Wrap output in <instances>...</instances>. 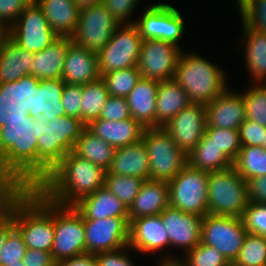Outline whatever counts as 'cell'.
Returning <instances> with one entry per match:
<instances>
[{"instance_id": "f5cc1de1", "label": "cell", "mask_w": 266, "mask_h": 266, "mask_svg": "<svg viewBox=\"0 0 266 266\" xmlns=\"http://www.w3.org/2000/svg\"><path fill=\"white\" fill-rule=\"evenodd\" d=\"M33 0H0V24L9 29Z\"/></svg>"}, {"instance_id": "91938a15", "label": "cell", "mask_w": 266, "mask_h": 266, "mask_svg": "<svg viewBox=\"0 0 266 266\" xmlns=\"http://www.w3.org/2000/svg\"><path fill=\"white\" fill-rule=\"evenodd\" d=\"M76 6L82 10L87 7H92L96 5H100L103 3V0H74Z\"/></svg>"}, {"instance_id": "d6986e66", "label": "cell", "mask_w": 266, "mask_h": 266, "mask_svg": "<svg viewBox=\"0 0 266 266\" xmlns=\"http://www.w3.org/2000/svg\"><path fill=\"white\" fill-rule=\"evenodd\" d=\"M160 216L168 232L170 247L191 251L201 241L203 216L185 213L171 206L165 208Z\"/></svg>"}, {"instance_id": "f907efd6", "label": "cell", "mask_w": 266, "mask_h": 266, "mask_svg": "<svg viewBox=\"0 0 266 266\" xmlns=\"http://www.w3.org/2000/svg\"><path fill=\"white\" fill-rule=\"evenodd\" d=\"M266 134V127L251 119H245L239 127L241 146H261Z\"/></svg>"}, {"instance_id": "11a10c76", "label": "cell", "mask_w": 266, "mask_h": 266, "mask_svg": "<svg viewBox=\"0 0 266 266\" xmlns=\"http://www.w3.org/2000/svg\"><path fill=\"white\" fill-rule=\"evenodd\" d=\"M25 266H57L50 252L39 249H29L22 259Z\"/></svg>"}, {"instance_id": "836d02e7", "label": "cell", "mask_w": 266, "mask_h": 266, "mask_svg": "<svg viewBox=\"0 0 266 266\" xmlns=\"http://www.w3.org/2000/svg\"><path fill=\"white\" fill-rule=\"evenodd\" d=\"M188 165L193 169L215 172L230 168L234 162L220 149L208 142L204 135L195 148L187 155Z\"/></svg>"}, {"instance_id": "5b68a950", "label": "cell", "mask_w": 266, "mask_h": 266, "mask_svg": "<svg viewBox=\"0 0 266 266\" xmlns=\"http://www.w3.org/2000/svg\"><path fill=\"white\" fill-rule=\"evenodd\" d=\"M194 52H181L174 81L187 93L191 103L206 105L228 88L224 71Z\"/></svg>"}, {"instance_id": "6f0895ef", "label": "cell", "mask_w": 266, "mask_h": 266, "mask_svg": "<svg viewBox=\"0 0 266 266\" xmlns=\"http://www.w3.org/2000/svg\"><path fill=\"white\" fill-rule=\"evenodd\" d=\"M57 266H97L95 254L84 253L57 263Z\"/></svg>"}, {"instance_id": "d590c367", "label": "cell", "mask_w": 266, "mask_h": 266, "mask_svg": "<svg viewBox=\"0 0 266 266\" xmlns=\"http://www.w3.org/2000/svg\"><path fill=\"white\" fill-rule=\"evenodd\" d=\"M184 254L185 258L167 254L160 258V262L177 261L181 266H231L218 249L201 242Z\"/></svg>"}, {"instance_id": "9f6ffc18", "label": "cell", "mask_w": 266, "mask_h": 266, "mask_svg": "<svg viewBox=\"0 0 266 266\" xmlns=\"http://www.w3.org/2000/svg\"><path fill=\"white\" fill-rule=\"evenodd\" d=\"M248 199L253 203H266V175L247 181Z\"/></svg>"}, {"instance_id": "b9f144b4", "label": "cell", "mask_w": 266, "mask_h": 266, "mask_svg": "<svg viewBox=\"0 0 266 266\" xmlns=\"http://www.w3.org/2000/svg\"><path fill=\"white\" fill-rule=\"evenodd\" d=\"M244 99L245 118L266 127V86L252 84L241 91Z\"/></svg>"}, {"instance_id": "be15d7a7", "label": "cell", "mask_w": 266, "mask_h": 266, "mask_svg": "<svg viewBox=\"0 0 266 266\" xmlns=\"http://www.w3.org/2000/svg\"><path fill=\"white\" fill-rule=\"evenodd\" d=\"M237 1V9L242 8L249 0H236Z\"/></svg>"}, {"instance_id": "ab89813d", "label": "cell", "mask_w": 266, "mask_h": 266, "mask_svg": "<svg viewBox=\"0 0 266 266\" xmlns=\"http://www.w3.org/2000/svg\"><path fill=\"white\" fill-rule=\"evenodd\" d=\"M231 266H266V237L247 233Z\"/></svg>"}, {"instance_id": "4fadbf2b", "label": "cell", "mask_w": 266, "mask_h": 266, "mask_svg": "<svg viewBox=\"0 0 266 266\" xmlns=\"http://www.w3.org/2000/svg\"><path fill=\"white\" fill-rule=\"evenodd\" d=\"M7 35L19 46L37 53L49 46L59 36L48 21L35 0L19 15L7 30Z\"/></svg>"}, {"instance_id": "44dd1931", "label": "cell", "mask_w": 266, "mask_h": 266, "mask_svg": "<svg viewBox=\"0 0 266 266\" xmlns=\"http://www.w3.org/2000/svg\"><path fill=\"white\" fill-rule=\"evenodd\" d=\"M206 127L237 129L244 122V99L241 92L229 87L206 105Z\"/></svg>"}, {"instance_id": "ffe728a7", "label": "cell", "mask_w": 266, "mask_h": 266, "mask_svg": "<svg viewBox=\"0 0 266 266\" xmlns=\"http://www.w3.org/2000/svg\"><path fill=\"white\" fill-rule=\"evenodd\" d=\"M128 246L135 253H156L170 249L168 232L159 215L145 216L129 222Z\"/></svg>"}, {"instance_id": "7bdbcfd3", "label": "cell", "mask_w": 266, "mask_h": 266, "mask_svg": "<svg viewBox=\"0 0 266 266\" xmlns=\"http://www.w3.org/2000/svg\"><path fill=\"white\" fill-rule=\"evenodd\" d=\"M204 135L208 138V142L215 144L233 162L237 159L241 149L239 130L206 127Z\"/></svg>"}, {"instance_id": "60d3db41", "label": "cell", "mask_w": 266, "mask_h": 266, "mask_svg": "<svg viewBox=\"0 0 266 266\" xmlns=\"http://www.w3.org/2000/svg\"><path fill=\"white\" fill-rule=\"evenodd\" d=\"M140 78L141 73L138 66L113 71L101 77L109 95L125 98L134 89Z\"/></svg>"}, {"instance_id": "603a6c76", "label": "cell", "mask_w": 266, "mask_h": 266, "mask_svg": "<svg viewBox=\"0 0 266 266\" xmlns=\"http://www.w3.org/2000/svg\"><path fill=\"white\" fill-rule=\"evenodd\" d=\"M86 128L115 148L141 141L145 130V127L132 117L117 122L96 119L91 121Z\"/></svg>"}, {"instance_id": "3957f363", "label": "cell", "mask_w": 266, "mask_h": 266, "mask_svg": "<svg viewBox=\"0 0 266 266\" xmlns=\"http://www.w3.org/2000/svg\"><path fill=\"white\" fill-rule=\"evenodd\" d=\"M10 216L27 248L51 253L54 241V202L37 188H28L14 203Z\"/></svg>"}, {"instance_id": "e0dca14e", "label": "cell", "mask_w": 266, "mask_h": 266, "mask_svg": "<svg viewBox=\"0 0 266 266\" xmlns=\"http://www.w3.org/2000/svg\"><path fill=\"white\" fill-rule=\"evenodd\" d=\"M39 81L29 75L14 82L0 83V127L10 121L30 118L33 113L34 89Z\"/></svg>"}, {"instance_id": "7a4b0ae2", "label": "cell", "mask_w": 266, "mask_h": 266, "mask_svg": "<svg viewBox=\"0 0 266 266\" xmlns=\"http://www.w3.org/2000/svg\"><path fill=\"white\" fill-rule=\"evenodd\" d=\"M37 141L31 117L1 126L0 176L16 178L27 188H37Z\"/></svg>"}, {"instance_id": "c3c4849f", "label": "cell", "mask_w": 266, "mask_h": 266, "mask_svg": "<svg viewBox=\"0 0 266 266\" xmlns=\"http://www.w3.org/2000/svg\"><path fill=\"white\" fill-rule=\"evenodd\" d=\"M129 118H131V114L127 99L125 97L109 95L99 119L117 122Z\"/></svg>"}, {"instance_id": "52a82bcc", "label": "cell", "mask_w": 266, "mask_h": 266, "mask_svg": "<svg viewBox=\"0 0 266 266\" xmlns=\"http://www.w3.org/2000/svg\"><path fill=\"white\" fill-rule=\"evenodd\" d=\"M142 140L148 152L151 180L169 182L188 164L187 154L164 127L145 128Z\"/></svg>"}, {"instance_id": "8fae6325", "label": "cell", "mask_w": 266, "mask_h": 266, "mask_svg": "<svg viewBox=\"0 0 266 266\" xmlns=\"http://www.w3.org/2000/svg\"><path fill=\"white\" fill-rule=\"evenodd\" d=\"M247 231L242 218L207 214L201 225V243L218 249L232 264L241 250Z\"/></svg>"}, {"instance_id": "f35d334b", "label": "cell", "mask_w": 266, "mask_h": 266, "mask_svg": "<svg viewBox=\"0 0 266 266\" xmlns=\"http://www.w3.org/2000/svg\"><path fill=\"white\" fill-rule=\"evenodd\" d=\"M145 180L132 176L105 174L104 187L127 208L133 203Z\"/></svg>"}, {"instance_id": "8992f818", "label": "cell", "mask_w": 266, "mask_h": 266, "mask_svg": "<svg viewBox=\"0 0 266 266\" xmlns=\"http://www.w3.org/2000/svg\"><path fill=\"white\" fill-rule=\"evenodd\" d=\"M248 203L247 181L234 166L209 173L208 214L241 218Z\"/></svg>"}, {"instance_id": "2e32d148", "label": "cell", "mask_w": 266, "mask_h": 266, "mask_svg": "<svg viewBox=\"0 0 266 266\" xmlns=\"http://www.w3.org/2000/svg\"><path fill=\"white\" fill-rule=\"evenodd\" d=\"M86 253L115 251L128 246L129 217H109L98 220H86Z\"/></svg>"}, {"instance_id": "e7e4bbea", "label": "cell", "mask_w": 266, "mask_h": 266, "mask_svg": "<svg viewBox=\"0 0 266 266\" xmlns=\"http://www.w3.org/2000/svg\"><path fill=\"white\" fill-rule=\"evenodd\" d=\"M6 266H25L22 260H19L18 263H9V265Z\"/></svg>"}, {"instance_id": "8d00e7d4", "label": "cell", "mask_w": 266, "mask_h": 266, "mask_svg": "<svg viewBox=\"0 0 266 266\" xmlns=\"http://www.w3.org/2000/svg\"><path fill=\"white\" fill-rule=\"evenodd\" d=\"M108 96L106 84L101 78L83 85L81 120L86 126L91 121L99 119Z\"/></svg>"}, {"instance_id": "4dcf8cb0", "label": "cell", "mask_w": 266, "mask_h": 266, "mask_svg": "<svg viewBox=\"0 0 266 266\" xmlns=\"http://www.w3.org/2000/svg\"><path fill=\"white\" fill-rule=\"evenodd\" d=\"M48 24L59 37H72L76 31L80 9L74 0H35Z\"/></svg>"}, {"instance_id": "d4e9b609", "label": "cell", "mask_w": 266, "mask_h": 266, "mask_svg": "<svg viewBox=\"0 0 266 266\" xmlns=\"http://www.w3.org/2000/svg\"><path fill=\"white\" fill-rule=\"evenodd\" d=\"M106 174L125 175L150 179L148 152L144 141L116 148L111 166Z\"/></svg>"}, {"instance_id": "4316f807", "label": "cell", "mask_w": 266, "mask_h": 266, "mask_svg": "<svg viewBox=\"0 0 266 266\" xmlns=\"http://www.w3.org/2000/svg\"><path fill=\"white\" fill-rule=\"evenodd\" d=\"M158 80L141 77L126 97L133 119L145 128L155 127Z\"/></svg>"}, {"instance_id": "1f68e13d", "label": "cell", "mask_w": 266, "mask_h": 266, "mask_svg": "<svg viewBox=\"0 0 266 266\" xmlns=\"http://www.w3.org/2000/svg\"><path fill=\"white\" fill-rule=\"evenodd\" d=\"M190 103L186 91L174 79L159 81L156 96L155 127L165 126Z\"/></svg>"}, {"instance_id": "9a60e30c", "label": "cell", "mask_w": 266, "mask_h": 266, "mask_svg": "<svg viewBox=\"0 0 266 266\" xmlns=\"http://www.w3.org/2000/svg\"><path fill=\"white\" fill-rule=\"evenodd\" d=\"M181 49L167 41L142 40L138 61L141 77L158 81L173 79L176 64L183 51Z\"/></svg>"}, {"instance_id": "83f0119b", "label": "cell", "mask_w": 266, "mask_h": 266, "mask_svg": "<svg viewBox=\"0 0 266 266\" xmlns=\"http://www.w3.org/2000/svg\"><path fill=\"white\" fill-rule=\"evenodd\" d=\"M74 207L86 220L129 217L128 208L104 186L83 197Z\"/></svg>"}, {"instance_id": "816d5d0a", "label": "cell", "mask_w": 266, "mask_h": 266, "mask_svg": "<svg viewBox=\"0 0 266 266\" xmlns=\"http://www.w3.org/2000/svg\"><path fill=\"white\" fill-rule=\"evenodd\" d=\"M140 0H103L111 15L120 23H134L130 17L133 16L135 8ZM132 21V22H131Z\"/></svg>"}, {"instance_id": "db71d44e", "label": "cell", "mask_w": 266, "mask_h": 266, "mask_svg": "<svg viewBox=\"0 0 266 266\" xmlns=\"http://www.w3.org/2000/svg\"><path fill=\"white\" fill-rule=\"evenodd\" d=\"M129 246H125L115 251L99 252L95 254L97 266H135L128 253Z\"/></svg>"}, {"instance_id": "ba28073f", "label": "cell", "mask_w": 266, "mask_h": 266, "mask_svg": "<svg viewBox=\"0 0 266 266\" xmlns=\"http://www.w3.org/2000/svg\"><path fill=\"white\" fill-rule=\"evenodd\" d=\"M209 172L193 169L188 164L169 184L170 206L199 216L208 214Z\"/></svg>"}, {"instance_id": "484cf974", "label": "cell", "mask_w": 266, "mask_h": 266, "mask_svg": "<svg viewBox=\"0 0 266 266\" xmlns=\"http://www.w3.org/2000/svg\"><path fill=\"white\" fill-rule=\"evenodd\" d=\"M72 37H58L45 49L35 53L34 62L30 63V75L37 79L62 78L64 61Z\"/></svg>"}, {"instance_id": "03108f58", "label": "cell", "mask_w": 266, "mask_h": 266, "mask_svg": "<svg viewBox=\"0 0 266 266\" xmlns=\"http://www.w3.org/2000/svg\"><path fill=\"white\" fill-rule=\"evenodd\" d=\"M262 148H264L266 150V134H265V137H264Z\"/></svg>"}, {"instance_id": "ac0fdd59", "label": "cell", "mask_w": 266, "mask_h": 266, "mask_svg": "<svg viewBox=\"0 0 266 266\" xmlns=\"http://www.w3.org/2000/svg\"><path fill=\"white\" fill-rule=\"evenodd\" d=\"M206 119V106L190 103L163 127L176 145L188 155L203 138Z\"/></svg>"}, {"instance_id": "680465c9", "label": "cell", "mask_w": 266, "mask_h": 266, "mask_svg": "<svg viewBox=\"0 0 266 266\" xmlns=\"http://www.w3.org/2000/svg\"><path fill=\"white\" fill-rule=\"evenodd\" d=\"M15 228L13 219L9 216L4 222L0 224V249L7 240L8 234Z\"/></svg>"}, {"instance_id": "6da1fadb", "label": "cell", "mask_w": 266, "mask_h": 266, "mask_svg": "<svg viewBox=\"0 0 266 266\" xmlns=\"http://www.w3.org/2000/svg\"><path fill=\"white\" fill-rule=\"evenodd\" d=\"M106 170L69 152L37 186L49 200L74 206L83 197L104 186Z\"/></svg>"}, {"instance_id": "7c38bea8", "label": "cell", "mask_w": 266, "mask_h": 266, "mask_svg": "<svg viewBox=\"0 0 266 266\" xmlns=\"http://www.w3.org/2000/svg\"><path fill=\"white\" fill-rule=\"evenodd\" d=\"M144 13L134 22L141 39H158L179 46L184 36L185 21L174 6L166 3L149 5Z\"/></svg>"}, {"instance_id": "30bf717a", "label": "cell", "mask_w": 266, "mask_h": 266, "mask_svg": "<svg viewBox=\"0 0 266 266\" xmlns=\"http://www.w3.org/2000/svg\"><path fill=\"white\" fill-rule=\"evenodd\" d=\"M86 253L82 214L74 206L54 203V241L51 254L56 263Z\"/></svg>"}, {"instance_id": "277c9868", "label": "cell", "mask_w": 266, "mask_h": 266, "mask_svg": "<svg viewBox=\"0 0 266 266\" xmlns=\"http://www.w3.org/2000/svg\"><path fill=\"white\" fill-rule=\"evenodd\" d=\"M37 141V186L51 170L69 153L86 128L75 117H57L47 121L42 116L34 119Z\"/></svg>"}, {"instance_id": "e575fe53", "label": "cell", "mask_w": 266, "mask_h": 266, "mask_svg": "<svg viewBox=\"0 0 266 266\" xmlns=\"http://www.w3.org/2000/svg\"><path fill=\"white\" fill-rule=\"evenodd\" d=\"M115 150V147L85 128L74 145L73 152L107 171L111 166Z\"/></svg>"}, {"instance_id": "cb8c5ba5", "label": "cell", "mask_w": 266, "mask_h": 266, "mask_svg": "<svg viewBox=\"0 0 266 266\" xmlns=\"http://www.w3.org/2000/svg\"><path fill=\"white\" fill-rule=\"evenodd\" d=\"M169 206L168 182L145 180L138 195L128 208L129 222L140 217L159 215Z\"/></svg>"}, {"instance_id": "681fc988", "label": "cell", "mask_w": 266, "mask_h": 266, "mask_svg": "<svg viewBox=\"0 0 266 266\" xmlns=\"http://www.w3.org/2000/svg\"><path fill=\"white\" fill-rule=\"evenodd\" d=\"M83 85L66 84L64 86L61 104L65 109L66 116L81 120V101Z\"/></svg>"}, {"instance_id": "ee69618b", "label": "cell", "mask_w": 266, "mask_h": 266, "mask_svg": "<svg viewBox=\"0 0 266 266\" xmlns=\"http://www.w3.org/2000/svg\"><path fill=\"white\" fill-rule=\"evenodd\" d=\"M28 188L18 179L0 176V224L9 216L14 203Z\"/></svg>"}, {"instance_id": "7dc6e473", "label": "cell", "mask_w": 266, "mask_h": 266, "mask_svg": "<svg viewBox=\"0 0 266 266\" xmlns=\"http://www.w3.org/2000/svg\"><path fill=\"white\" fill-rule=\"evenodd\" d=\"M27 251L22 235L14 228L7 236V240L0 249V266L9 263H18L22 260Z\"/></svg>"}, {"instance_id": "74e56055", "label": "cell", "mask_w": 266, "mask_h": 266, "mask_svg": "<svg viewBox=\"0 0 266 266\" xmlns=\"http://www.w3.org/2000/svg\"><path fill=\"white\" fill-rule=\"evenodd\" d=\"M233 166L246 181L266 175V150L261 146H241Z\"/></svg>"}, {"instance_id": "f6af8a7d", "label": "cell", "mask_w": 266, "mask_h": 266, "mask_svg": "<svg viewBox=\"0 0 266 266\" xmlns=\"http://www.w3.org/2000/svg\"><path fill=\"white\" fill-rule=\"evenodd\" d=\"M238 11L241 24L266 34V0H249Z\"/></svg>"}, {"instance_id": "f1b7e54d", "label": "cell", "mask_w": 266, "mask_h": 266, "mask_svg": "<svg viewBox=\"0 0 266 266\" xmlns=\"http://www.w3.org/2000/svg\"><path fill=\"white\" fill-rule=\"evenodd\" d=\"M34 55L6 35L0 46V83L14 82L29 76Z\"/></svg>"}, {"instance_id": "6125c7cd", "label": "cell", "mask_w": 266, "mask_h": 266, "mask_svg": "<svg viewBox=\"0 0 266 266\" xmlns=\"http://www.w3.org/2000/svg\"><path fill=\"white\" fill-rule=\"evenodd\" d=\"M157 266H181L177 261L175 262H159Z\"/></svg>"}, {"instance_id": "d6a6232c", "label": "cell", "mask_w": 266, "mask_h": 266, "mask_svg": "<svg viewBox=\"0 0 266 266\" xmlns=\"http://www.w3.org/2000/svg\"><path fill=\"white\" fill-rule=\"evenodd\" d=\"M241 26L245 45L243 57L245 66L253 84H261L266 80V34L259 33L244 24Z\"/></svg>"}, {"instance_id": "bcb514c9", "label": "cell", "mask_w": 266, "mask_h": 266, "mask_svg": "<svg viewBox=\"0 0 266 266\" xmlns=\"http://www.w3.org/2000/svg\"><path fill=\"white\" fill-rule=\"evenodd\" d=\"M241 218L248 234L266 237V203L249 202Z\"/></svg>"}, {"instance_id": "f546056e", "label": "cell", "mask_w": 266, "mask_h": 266, "mask_svg": "<svg viewBox=\"0 0 266 266\" xmlns=\"http://www.w3.org/2000/svg\"><path fill=\"white\" fill-rule=\"evenodd\" d=\"M65 82L61 79H40L34 89L32 119L42 116L47 121L56 120L57 117L66 116L65 109L61 104L62 92Z\"/></svg>"}, {"instance_id": "7402d4cb", "label": "cell", "mask_w": 266, "mask_h": 266, "mask_svg": "<svg viewBox=\"0 0 266 266\" xmlns=\"http://www.w3.org/2000/svg\"><path fill=\"white\" fill-rule=\"evenodd\" d=\"M100 78L97 53L72 43L64 61L61 79L66 84L85 85Z\"/></svg>"}, {"instance_id": "5bb4252c", "label": "cell", "mask_w": 266, "mask_h": 266, "mask_svg": "<svg viewBox=\"0 0 266 266\" xmlns=\"http://www.w3.org/2000/svg\"><path fill=\"white\" fill-rule=\"evenodd\" d=\"M119 25L103 3L87 7L80 10L72 41L79 47L98 53L109 42Z\"/></svg>"}, {"instance_id": "94428289", "label": "cell", "mask_w": 266, "mask_h": 266, "mask_svg": "<svg viewBox=\"0 0 266 266\" xmlns=\"http://www.w3.org/2000/svg\"><path fill=\"white\" fill-rule=\"evenodd\" d=\"M7 35V29H5L1 24H0V46L1 43L3 41V39L6 37Z\"/></svg>"}, {"instance_id": "9c48e42d", "label": "cell", "mask_w": 266, "mask_h": 266, "mask_svg": "<svg viewBox=\"0 0 266 266\" xmlns=\"http://www.w3.org/2000/svg\"><path fill=\"white\" fill-rule=\"evenodd\" d=\"M142 39L134 23L120 24L109 42L97 53L99 74L138 66Z\"/></svg>"}]
</instances>
